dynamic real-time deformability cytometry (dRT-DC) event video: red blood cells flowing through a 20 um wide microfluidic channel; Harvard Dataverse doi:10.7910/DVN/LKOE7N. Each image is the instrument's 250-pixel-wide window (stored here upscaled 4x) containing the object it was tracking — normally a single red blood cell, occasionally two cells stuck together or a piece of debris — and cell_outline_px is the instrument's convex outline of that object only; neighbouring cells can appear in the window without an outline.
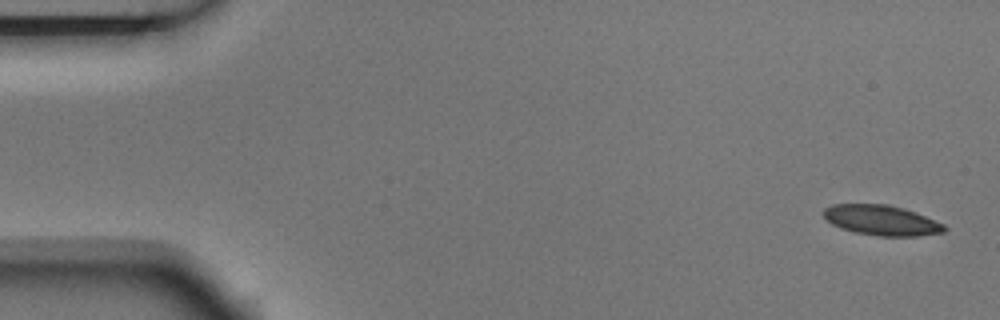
{"species": "Egyptian fruit bat (a non-hibernating species)", "species_latin": "Rousettus aegyptiacus", "temperature_condition": "room temperature", "stored_images_in_passage": 4, "camera_frame_rate_fps": 3000, "um_per_image_px": 0.085, "animal": {"sex": "male"}, "frame": {"image": 1, "passage_image": 1, "time_ms": 0.0, "image_size_px": [1000, 320], "cell_outline_px": [[948, 228], [944, 232], [916, 236], [880, 236], [856, 232], [840, 228], [832, 224], [824, 216], [824, 208], [832, 204], [884, 204], [900, 208], [924, 216], [944, 224]], "centroid_in_image_um": [74.91, 18.73], "position_along_channel_um": 10.1, "area_um2": 20.87}}